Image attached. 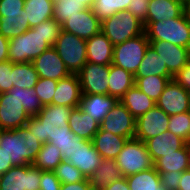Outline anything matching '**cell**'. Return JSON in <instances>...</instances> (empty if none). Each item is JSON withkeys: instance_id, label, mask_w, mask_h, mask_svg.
I'll list each match as a JSON object with an SVG mask.
<instances>
[{"instance_id": "74e56055", "label": "cell", "mask_w": 190, "mask_h": 190, "mask_svg": "<svg viewBox=\"0 0 190 190\" xmlns=\"http://www.w3.org/2000/svg\"><path fill=\"white\" fill-rule=\"evenodd\" d=\"M85 9L86 7L76 0H54L53 19L62 25L67 19Z\"/></svg>"}, {"instance_id": "d4e9b609", "label": "cell", "mask_w": 190, "mask_h": 190, "mask_svg": "<svg viewBox=\"0 0 190 190\" xmlns=\"http://www.w3.org/2000/svg\"><path fill=\"white\" fill-rule=\"evenodd\" d=\"M124 177L116 160L103 159L97 170L90 176L92 190H103L114 181Z\"/></svg>"}, {"instance_id": "4316f807", "label": "cell", "mask_w": 190, "mask_h": 190, "mask_svg": "<svg viewBox=\"0 0 190 190\" xmlns=\"http://www.w3.org/2000/svg\"><path fill=\"white\" fill-rule=\"evenodd\" d=\"M135 85L134 75L114 64L109 65L108 95L120 100Z\"/></svg>"}, {"instance_id": "1f68e13d", "label": "cell", "mask_w": 190, "mask_h": 190, "mask_svg": "<svg viewBox=\"0 0 190 190\" xmlns=\"http://www.w3.org/2000/svg\"><path fill=\"white\" fill-rule=\"evenodd\" d=\"M72 109L73 108L67 106L50 104L44 106L36 117L42 124L63 128L68 125V120Z\"/></svg>"}, {"instance_id": "cb8c5ba5", "label": "cell", "mask_w": 190, "mask_h": 190, "mask_svg": "<svg viewBox=\"0 0 190 190\" xmlns=\"http://www.w3.org/2000/svg\"><path fill=\"white\" fill-rule=\"evenodd\" d=\"M68 125L75 135L90 141H92L94 135L100 129V123L93 120L92 117L83 112L79 107L72 109Z\"/></svg>"}, {"instance_id": "f546056e", "label": "cell", "mask_w": 190, "mask_h": 190, "mask_svg": "<svg viewBox=\"0 0 190 190\" xmlns=\"http://www.w3.org/2000/svg\"><path fill=\"white\" fill-rule=\"evenodd\" d=\"M153 75H159L164 77H173L166 64L163 63V60L158 55V53L149 45L145 56L136 72L134 77H149Z\"/></svg>"}, {"instance_id": "e575fe53", "label": "cell", "mask_w": 190, "mask_h": 190, "mask_svg": "<svg viewBox=\"0 0 190 190\" xmlns=\"http://www.w3.org/2000/svg\"><path fill=\"white\" fill-rule=\"evenodd\" d=\"M171 79L159 75L135 77V86L156 102Z\"/></svg>"}, {"instance_id": "9a60e30c", "label": "cell", "mask_w": 190, "mask_h": 190, "mask_svg": "<svg viewBox=\"0 0 190 190\" xmlns=\"http://www.w3.org/2000/svg\"><path fill=\"white\" fill-rule=\"evenodd\" d=\"M149 44L161 57L173 77L190 61L188 48L164 40L149 41Z\"/></svg>"}, {"instance_id": "11a10c76", "label": "cell", "mask_w": 190, "mask_h": 190, "mask_svg": "<svg viewBox=\"0 0 190 190\" xmlns=\"http://www.w3.org/2000/svg\"><path fill=\"white\" fill-rule=\"evenodd\" d=\"M9 39L0 34V62L9 61Z\"/></svg>"}, {"instance_id": "b9f144b4", "label": "cell", "mask_w": 190, "mask_h": 190, "mask_svg": "<svg viewBox=\"0 0 190 190\" xmlns=\"http://www.w3.org/2000/svg\"><path fill=\"white\" fill-rule=\"evenodd\" d=\"M61 184H71L84 181L86 178L81 171L69 161H62L54 170Z\"/></svg>"}, {"instance_id": "8d00e7d4", "label": "cell", "mask_w": 190, "mask_h": 190, "mask_svg": "<svg viewBox=\"0 0 190 190\" xmlns=\"http://www.w3.org/2000/svg\"><path fill=\"white\" fill-rule=\"evenodd\" d=\"M132 0H96L92 6L94 14L103 21L121 11H127Z\"/></svg>"}, {"instance_id": "9c48e42d", "label": "cell", "mask_w": 190, "mask_h": 190, "mask_svg": "<svg viewBox=\"0 0 190 190\" xmlns=\"http://www.w3.org/2000/svg\"><path fill=\"white\" fill-rule=\"evenodd\" d=\"M102 160L103 158L93 146L92 141L84 140L74 135L70 147V159L68 161L78 168L85 178H90Z\"/></svg>"}, {"instance_id": "c3c4849f", "label": "cell", "mask_w": 190, "mask_h": 190, "mask_svg": "<svg viewBox=\"0 0 190 190\" xmlns=\"http://www.w3.org/2000/svg\"><path fill=\"white\" fill-rule=\"evenodd\" d=\"M61 185L54 171H41L39 190H60Z\"/></svg>"}, {"instance_id": "7402d4cb", "label": "cell", "mask_w": 190, "mask_h": 190, "mask_svg": "<svg viewBox=\"0 0 190 190\" xmlns=\"http://www.w3.org/2000/svg\"><path fill=\"white\" fill-rule=\"evenodd\" d=\"M127 138L114 135L111 132L99 129L92 142L103 159L115 160L127 142Z\"/></svg>"}, {"instance_id": "d6a6232c", "label": "cell", "mask_w": 190, "mask_h": 190, "mask_svg": "<svg viewBox=\"0 0 190 190\" xmlns=\"http://www.w3.org/2000/svg\"><path fill=\"white\" fill-rule=\"evenodd\" d=\"M11 73L13 87L31 89L39 80V75L32 62L12 63Z\"/></svg>"}, {"instance_id": "60d3db41", "label": "cell", "mask_w": 190, "mask_h": 190, "mask_svg": "<svg viewBox=\"0 0 190 190\" xmlns=\"http://www.w3.org/2000/svg\"><path fill=\"white\" fill-rule=\"evenodd\" d=\"M31 135L38 139L41 144L48 143L52 140V135L55 129H59L57 127H53L50 125L42 124L41 121L36 117L32 116L28 120V122L24 125Z\"/></svg>"}, {"instance_id": "30bf717a", "label": "cell", "mask_w": 190, "mask_h": 190, "mask_svg": "<svg viewBox=\"0 0 190 190\" xmlns=\"http://www.w3.org/2000/svg\"><path fill=\"white\" fill-rule=\"evenodd\" d=\"M0 179V190H39L41 170L32 164L13 166Z\"/></svg>"}, {"instance_id": "277c9868", "label": "cell", "mask_w": 190, "mask_h": 190, "mask_svg": "<svg viewBox=\"0 0 190 190\" xmlns=\"http://www.w3.org/2000/svg\"><path fill=\"white\" fill-rule=\"evenodd\" d=\"M50 47L38 31L29 28L20 36L9 39V61L12 63L32 62Z\"/></svg>"}, {"instance_id": "8992f818", "label": "cell", "mask_w": 190, "mask_h": 190, "mask_svg": "<svg viewBox=\"0 0 190 190\" xmlns=\"http://www.w3.org/2000/svg\"><path fill=\"white\" fill-rule=\"evenodd\" d=\"M115 160L124 177L154 166L145 143L135 138L127 140Z\"/></svg>"}, {"instance_id": "f5cc1de1", "label": "cell", "mask_w": 190, "mask_h": 190, "mask_svg": "<svg viewBox=\"0 0 190 190\" xmlns=\"http://www.w3.org/2000/svg\"><path fill=\"white\" fill-rule=\"evenodd\" d=\"M60 190H92L89 179L71 184H62Z\"/></svg>"}, {"instance_id": "7dc6e473", "label": "cell", "mask_w": 190, "mask_h": 190, "mask_svg": "<svg viewBox=\"0 0 190 190\" xmlns=\"http://www.w3.org/2000/svg\"><path fill=\"white\" fill-rule=\"evenodd\" d=\"M12 62H0V93L9 92L13 88Z\"/></svg>"}, {"instance_id": "83f0119b", "label": "cell", "mask_w": 190, "mask_h": 190, "mask_svg": "<svg viewBox=\"0 0 190 190\" xmlns=\"http://www.w3.org/2000/svg\"><path fill=\"white\" fill-rule=\"evenodd\" d=\"M154 168L158 173L189 170V143H186L180 150L157 159L154 162Z\"/></svg>"}, {"instance_id": "6da1fadb", "label": "cell", "mask_w": 190, "mask_h": 190, "mask_svg": "<svg viewBox=\"0 0 190 190\" xmlns=\"http://www.w3.org/2000/svg\"><path fill=\"white\" fill-rule=\"evenodd\" d=\"M41 146V142L25 126L15 130H0V147L10 157L13 166L32 164Z\"/></svg>"}, {"instance_id": "7c38bea8", "label": "cell", "mask_w": 190, "mask_h": 190, "mask_svg": "<svg viewBox=\"0 0 190 190\" xmlns=\"http://www.w3.org/2000/svg\"><path fill=\"white\" fill-rule=\"evenodd\" d=\"M135 125L136 118L118 101L100 123V129L129 140L135 137Z\"/></svg>"}, {"instance_id": "603a6c76", "label": "cell", "mask_w": 190, "mask_h": 190, "mask_svg": "<svg viewBox=\"0 0 190 190\" xmlns=\"http://www.w3.org/2000/svg\"><path fill=\"white\" fill-rule=\"evenodd\" d=\"M183 3L173 0H150L143 26L145 27L149 22L166 21L179 17L183 13Z\"/></svg>"}, {"instance_id": "6f0895ef", "label": "cell", "mask_w": 190, "mask_h": 190, "mask_svg": "<svg viewBox=\"0 0 190 190\" xmlns=\"http://www.w3.org/2000/svg\"><path fill=\"white\" fill-rule=\"evenodd\" d=\"M178 190H190V169L182 172Z\"/></svg>"}, {"instance_id": "8fae6325", "label": "cell", "mask_w": 190, "mask_h": 190, "mask_svg": "<svg viewBox=\"0 0 190 190\" xmlns=\"http://www.w3.org/2000/svg\"><path fill=\"white\" fill-rule=\"evenodd\" d=\"M82 95H108L109 66L87 62L77 73Z\"/></svg>"}, {"instance_id": "f35d334b", "label": "cell", "mask_w": 190, "mask_h": 190, "mask_svg": "<svg viewBox=\"0 0 190 190\" xmlns=\"http://www.w3.org/2000/svg\"><path fill=\"white\" fill-rule=\"evenodd\" d=\"M168 131L190 143V111L171 115Z\"/></svg>"}, {"instance_id": "db71d44e", "label": "cell", "mask_w": 190, "mask_h": 190, "mask_svg": "<svg viewBox=\"0 0 190 190\" xmlns=\"http://www.w3.org/2000/svg\"><path fill=\"white\" fill-rule=\"evenodd\" d=\"M13 167L10 157L5 153L3 148L0 147V175L7 172Z\"/></svg>"}, {"instance_id": "e0dca14e", "label": "cell", "mask_w": 190, "mask_h": 190, "mask_svg": "<svg viewBox=\"0 0 190 190\" xmlns=\"http://www.w3.org/2000/svg\"><path fill=\"white\" fill-rule=\"evenodd\" d=\"M32 63L39 78L59 81L71 74L54 47L45 50L40 56L35 58Z\"/></svg>"}, {"instance_id": "484cf974", "label": "cell", "mask_w": 190, "mask_h": 190, "mask_svg": "<svg viewBox=\"0 0 190 190\" xmlns=\"http://www.w3.org/2000/svg\"><path fill=\"white\" fill-rule=\"evenodd\" d=\"M54 0H25L21 15L32 28L40 23L53 18Z\"/></svg>"}, {"instance_id": "7bdbcfd3", "label": "cell", "mask_w": 190, "mask_h": 190, "mask_svg": "<svg viewBox=\"0 0 190 190\" xmlns=\"http://www.w3.org/2000/svg\"><path fill=\"white\" fill-rule=\"evenodd\" d=\"M19 99L24 110L30 117L36 116L44 107L40 102L34 87L31 89H22L19 87Z\"/></svg>"}, {"instance_id": "94428289", "label": "cell", "mask_w": 190, "mask_h": 190, "mask_svg": "<svg viewBox=\"0 0 190 190\" xmlns=\"http://www.w3.org/2000/svg\"><path fill=\"white\" fill-rule=\"evenodd\" d=\"M189 169H190V143H189Z\"/></svg>"}, {"instance_id": "3957f363", "label": "cell", "mask_w": 190, "mask_h": 190, "mask_svg": "<svg viewBox=\"0 0 190 190\" xmlns=\"http://www.w3.org/2000/svg\"><path fill=\"white\" fill-rule=\"evenodd\" d=\"M101 32L113 45L144 33L143 22L129 11H121L101 21Z\"/></svg>"}, {"instance_id": "ffe728a7", "label": "cell", "mask_w": 190, "mask_h": 190, "mask_svg": "<svg viewBox=\"0 0 190 190\" xmlns=\"http://www.w3.org/2000/svg\"><path fill=\"white\" fill-rule=\"evenodd\" d=\"M118 101L116 97L105 94L82 95L79 108L93 120L101 123Z\"/></svg>"}, {"instance_id": "44dd1931", "label": "cell", "mask_w": 190, "mask_h": 190, "mask_svg": "<svg viewBox=\"0 0 190 190\" xmlns=\"http://www.w3.org/2000/svg\"><path fill=\"white\" fill-rule=\"evenodd\" d=\"M87 62L98 65H110L113 59L114 45L100 31L86 40Z\"/></svg>"}, {"instance_id": "2e32d148", "label": "cell", "mask_w": 190, "mask_h": 190, "mask_svg": "<svg viewBox=\"0 0 190 190\" xmlns=\"http://www.w3.org/2000/svg\"><path fill=\"white\" fill-rule=\"evenodd\" d=\"M62 30L72 33L84 40L90 39L101 31V21L94 14L92 8H86L61 25Z\"/></svg>"}, {"instance_id": "f907efd6", "label": "cell", "mask_w": 190, "mask_h": 190, "mask_svg": "<svg viewBox=\"0 0 190 190\" xmlns=\"http://www.w3.org/2000/svg\"><path fill=\"white\" fill-rule=\"evenodd\" d=\"M161 185L165 190H178L182 172L159 173Z\"/></svg>"}, {"instance_id": "6125c7cd", "label": "cell", "mask_w": 190, "mask_h": 190, "mask_svg": "<svg viewBox=\"0 0 190 190\" xmlns=\"http://www.w3.org/2000/svg\"><path fill=\"white\" fill-rule=\"evenodd\" d=\"M173 1H176V2H184V0H173Z\"/></svg>"}, {"instance_id": "7a4b0ae2", "label": "cell", "mask_w": 190, "mask_h": 190, "mask_svg": "<svg viewBox=\"0 0 190 190\" xmlns=\"http://www.w3.org/2000/svg\"><path fill=\"white\" fill-rule=\"evenodd\" d=\"M149 41H168L190 49V22L182 13L177 18L166 21L149 22L144 27Z\"/></svg>"}, {"instance_id": "4dcf8cb0", "label": "cell", "mask_w": 190, "mask_h": 190, "mask_svg": "<svg viewBox=\"0 0 190 190\" xmlns=\"http://www.w3.org/2000/svg\"><path fill=\"white\" fill-rule=\"evenodd\" d=\"M130 190H165L161 185L160 174L154 168L127 176Z\"/></svg>"}, {"instance_id": "bcb514c9", "label": "cell", "mask_w": 190, "mask_h": 190, "mask_svg": "<svg viewBox=\"0 0 190 190\" xmlns=\"http://www.w3.org/2000/svg\"><path fill=\"white\" fill-rule=\"evenodd\" d=\"M25 0H0L1 16H19L24 9Z\"/></svg>"}, {"instance_id": "ab89813d", "label": "cell", "mask_w": 190, "mask_h": 190, "mask_svg": "<svg viewBox=\"0 0 190 190\" xmlns=\"http://www.w3.org/2000/svg\"><path fill=\"white\" fill-rule=\"evenodd\" d=\"M74 133L69 128V125L63 128L55 129L52 135V140L49 143L54 144L63 155V160L68 161L70 159V147L74 138Z\"/></svg>"}, {"instance_id": "ee69618b", "label": "cell", "mask_w": 190, "mask_h": 190, "mask_svg": "<svg viewBox=\"0 0 190 190\" xmlns=\"http://www.w3.org/2000/svg\"><path fill=\"white\" fill-rule=\"evenodd\" d=\"M32 29L34 31H38L43 36L44 41L47 42L51 47H53L58 39L62 27L59 22H57L53 18H50L40 23L39 25L32 27Z\"/></svg>"}, {"instance_id": "f6af8a7d", "label": "cell", "mask_w": 190, "mask_h": 190, "mask_svg": "<svg viewBox=\"0 0 190 190\" xmlns=\"http://www.w3.org/2000/svg\"><path fill=\"white\" fill-rule=\"evenodd\" d=\"M57 82L54 79L39 78L37 84L34 86L36 94L43 106L52 104Z\"/></svg>"}, {"instance_id": "816d5d0a", "label": "cell", "mask_w": 190, "mask_h": 190, "mask_svg": "<svg viewBox=\"0 0 190 190\" xmlns=\"http://www.w3.org/2000/svg\"><path fill=\"white\" fill-rule=\"evenodd\" d=\"M185 90L190 92V61L173 77Z\"/></svg>"}, {"instance_id": "91938a15", "label": "cell", "mask_w": 190, "mask_h": 190, "mask_svg": "<svg viewBox=\"0 0 190 190\" xmlns=\"http://www.w3.org/2000/svg\"><path fill=\"white\" fill-rule=\"evenodd\" d=\"M79 4L84 5L86 8H92L96 0H76Z\"/></svg>"}, {"instance_id": "ba28073f", "label": "cell", "mask_w": 190, "mask_h": 190, "mask_svg": "<svg viewBox=\"0 0 190 190\" xmlns=\"http://www.w3.org/2000/svg\"><path fill=\"white\" fill-rule=\"evenodd\" d=\"M30 119L19 99V87L0 93V130L22 128Z\"/></svg>"}, {"instance_id": "52a82bcc", "label": "cell", "mask_w": 190, "mask_h": 190, "mask_svg": "<svg viewBox=\"0 0 190 190\" xmlns=\"http://www.w3.org/2000/svg\"><path fill=\"white\" fill-rule=\"evenodd\" d=\"M149 45L145 32L135 38L114 45L112 64L135 75Z\"/></svg>"}, {"instance_id": "681fc988", "label": "cell", "mask_w": 190, "mask_h": 190, "mask_svg": "<svg viewBox=\"0 0 190 190\" xmlns=\"http://www.w3.org/2000/svg\"><path fill=\"white\" fill-rule=\"evenodd\" d=\"M149 2L150 0H132L127 11L131 12L144 23L146 21Z\"/></svg>"}, {"instance_id": "680465c9", "label": "cell", "mask_w": 190, "mask_h": 190, "mask_svg": "<svg viewBox=\"0 0 190 190\" xmlns=\"http://www.w3.org/2000/svg\"><path fill=\"white\" fill-rule=\"evenodd\" d=\"M183 14L185 18L190 22V0H184Z\"/></svg>"}, {"instance_id": "9f6ffc18", "label": "cell", "mask_w": 190, "mask_h": 190, "mask_svg": "<svg viewBox=\"0 0 190 190\" xmlns=\"http://www.w3.org/2000/svg\"><path fill=\"white\" fill-rule=\"evenodd\" d=\"M103 190H130L126 177H122L113 183H111L108 187Z\"/></svg>"}, {"instance_id": "ac0fdd59", "label": "cell", "mask_w": 190, "mask_h": 190, "mask_svg": "<svg viewBox=\"0 0 190 190\" xmlns=\"http://www.w3.org/2000/svg\"><path fill=\"white\" fill-rule=\"evenodd\" d=\"M81 98L82 91L78 75L70 74L57 82L52 104L76 108L79 107Z\"/></svg>"}, {"instance_id": "d590c367", "label": "cell", "mask_w": 190, "mask_h": 190, "mask_svg": "<svg viewBox=\"0 0 190 190\" xmlns=\"http://www.w3.org/2000/svg\"><path fill=\"white\" fill-rule=\"evenodd\" d=\"M29 28V22H26L25 16L0 17V34L7 39L18 37Z\"/></svg>"}, {"instance_id": "4fadbf2b", "label": "cell", "mask_w": 190, "mask_h": 190, "mask_svg": "<svg viewBox=\"0 0 190 190\" xmlns=\"http://www.w3.org/2000/svg\"><path fill=\"white\" fill-rule=\"evenodd\" d=\"M170 116L155 106L136 118L135 139L146 140L168 131Z\"/></svg>"}, {"instance_id": "5bb4252c", "label": "cell", "mask_w": 190, "mask_h": 190, "mask_svg": "<svg viewBox=\"0 0 190 190\" xmlns=\"http://www.w3.org/2000/svg\"><path fill=\"white\" fill-rule=\"evenodd\" d=\"M156 106L169 116L188 112L190 111V92L171 79L156 101Z\"/></svg>"}, {"instance_id": "f1b7e54d", "label": "cell", "mask_w": 190, "mask_h": 190, "mask_svg": "<svg viewBox=\"0 0 190 190\" xmlns=\"http://www.w3.org/2000/svg\"><path fill=\"white\" fill-rule=\"evenodd\" d=\"M119 101L135 118H138L156 106V102L135 85Z\"/></svg>"}, {"instance_id": "5b68a950", "label": "cell", "mask_w": 190, "mask_h": 190, "mask_svg": "<svg viewBox=\"0 0 190 190\" xmlns=\"http://www.w3.org/2000/svg\"><path fill=\"white\" fill-rule=\"evenodd\" d=\"M53 47L71 74H77L87 63L86 40L81 37L61 30Z\"/></svg>"}, {"instance_id": "d6986e66", "label": "cell", "mask_w": 190, "mask_h": 190, "mask_svg": "<svg viewBox=\"0 0 190 190\" xmlns=\"http://www.w3.org/2000/svg\"><path fill=\"white\" fill-rule=\"evenodd\" d=\"M144 143L153 163L161 157L180 150L186 144L182 138L172 134L170 131L152 137Z\"/></svg>"}, {"instance_id": "836d02e7", "label": "cell", "mask_w": 190, "mask_h": 190, "mask_svg": "<svg viewBox=\"0 0 190 190\" xmlns=\"http://www.w3.org/2000/svg\"><path fill=\"white\" fill-rule=\"evenodd\" d=\"M62 161L63 155L59 148L48 142L42 144L32 165L41 171H54Z\"/></svg>"}]
</instances>
